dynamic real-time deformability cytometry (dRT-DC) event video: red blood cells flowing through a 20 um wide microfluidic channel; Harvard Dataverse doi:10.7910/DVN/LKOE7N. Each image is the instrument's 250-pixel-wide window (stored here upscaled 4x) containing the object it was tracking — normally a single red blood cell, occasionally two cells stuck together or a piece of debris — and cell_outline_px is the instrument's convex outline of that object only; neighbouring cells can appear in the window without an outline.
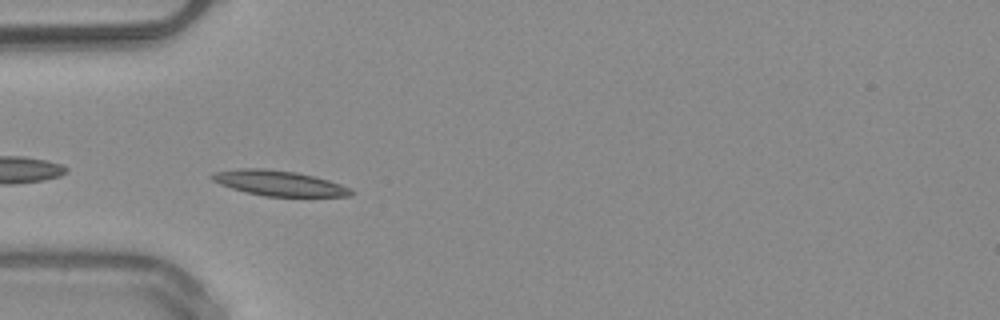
{"species": "common noctule bat (a hibernating species)", "species_latin": "Nyctalus noctula", "temperature_condition": "warm", "stored_images_in_passage": 11, "camera_frame_rate_fps": 3000, "um_per_image_px": 0.085, "animal": {"sex": "male", "body_mass_g": 20.4}, "frame": {"image": 1, "passage_image": 2, "time_ms": 0.333, "image_size_px": [1000, 320], "cell_outline_px": [[356, 192], [352, 196], [264, 196], [232, 188], [220, 184], [212, 180], [208, 176], [212, 172], [240, 168], [264, 168], [296, 172], [328, 180], [352, 188]], "centroid_in_image_um": [23.71, 15.56], "position_along_channel_um": 61.3, "area_um2": 20.46}}